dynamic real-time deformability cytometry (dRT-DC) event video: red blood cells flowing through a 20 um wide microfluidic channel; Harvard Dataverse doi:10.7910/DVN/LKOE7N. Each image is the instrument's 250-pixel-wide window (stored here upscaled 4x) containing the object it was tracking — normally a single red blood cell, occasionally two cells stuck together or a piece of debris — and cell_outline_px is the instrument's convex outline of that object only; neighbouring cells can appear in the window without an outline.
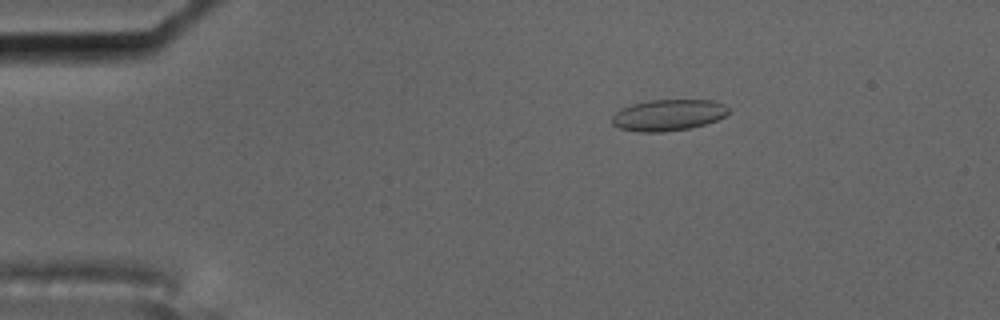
{"species": "common noctule bat (a hibernating species)", "species_latin": "Nyctalus noctula", "temperature_condition": "cold", "stored_images_in_passage": 5, "camera_frame_rate_fps": 3000, "um_per_image_px": 0.085, "animal": {"sex": "male", "body_mass_g": 17.5, "forearm_length_mm": 52.3}, "frame": {"image": 1, "passage_image": 3, "time_ms": 0.667, "image_size_px": [1000, 320], "cell_outline_px": [[728, 112], [724, 116], [716, 120], [704, 124], [688, 128], [660, 132], [640, 132], [620, 128], [612, 124], [612, 116], [620, 108], [632, 104], [652, 100], [712, 100], [724, 104], [728, 108]], "centroid_in_image_um": [56.77, 9.77], "position_along_channel_um": 28.2, "area_um2": 21.04}}